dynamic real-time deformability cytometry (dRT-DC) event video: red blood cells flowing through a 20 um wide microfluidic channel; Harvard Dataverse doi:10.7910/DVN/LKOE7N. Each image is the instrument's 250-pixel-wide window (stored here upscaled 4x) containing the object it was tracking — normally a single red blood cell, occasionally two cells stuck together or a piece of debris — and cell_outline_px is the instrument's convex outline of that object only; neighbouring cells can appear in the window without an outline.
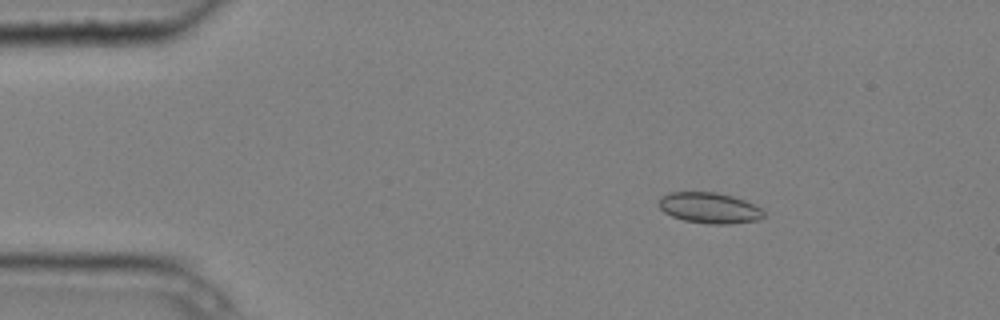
{"species": "common noctule bat (a hibernating species)", "species_latin": "Nyctalus noctula", "temperature_condition": "cold", "stored_images_in_passage": 4, "camera_frame_rate_fps": 3000, "um_per_image_px": 0.085, "animal": {"sex": "male", "body_mass_g": 20.4}, "frame": {"image": 1, "passage_image": 2, "time_ms": 0.333, "image_size_px": [1000, 320], "cell_outline_px": [[764, 216], [756, 220], [728, 224], [708, 224], [684, 220], [672, 216], [664, 212], [660, 208], [660, 196], [668, 192], [716, 192], [732, 196], [756, 204], [764, 212]], "centroid_in_image_um": [60.3, 17.66], "position_along_channel_um": 24.7, "area_um2": 18.79}}